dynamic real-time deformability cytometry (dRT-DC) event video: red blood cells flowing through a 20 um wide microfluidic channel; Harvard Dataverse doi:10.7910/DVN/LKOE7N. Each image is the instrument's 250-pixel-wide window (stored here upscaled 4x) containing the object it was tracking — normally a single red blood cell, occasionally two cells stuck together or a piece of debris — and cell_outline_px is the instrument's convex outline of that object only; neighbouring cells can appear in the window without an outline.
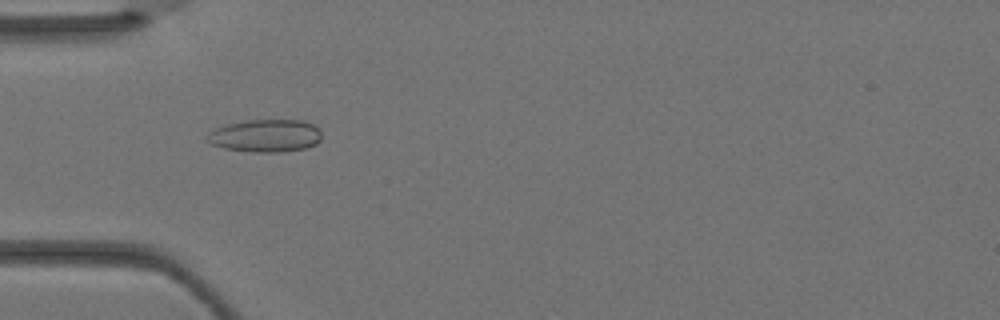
{"species": "Egyptian fruit bat (a non-hibernating species)", "species_latin": "Rousettus aegyptiacus", "temperature_condition": "warm", "stored_images_in_passage": 4, "camera_frame_rate_fps": 3000, "um_per_image_px": 0.085, "animal": {"sex": "female"}, "frame": {"image": 1, "passage_image": 3, "time_ms": 0.667, "image_size_px": [1000, 320], "cell_outline_px": [[320, 140], [316, 144], [304, 148], [280, 152], [252, 152], [224, 148], [212, 144], [204, 136], [208, 132], [216, 128], [228, 124], [248, 120], [304, 120], [320, 128]], "centroid_in_image_um": [22.57, 11.53], "position_along_channel_um": 62.4, "area_um2": 21.79}}
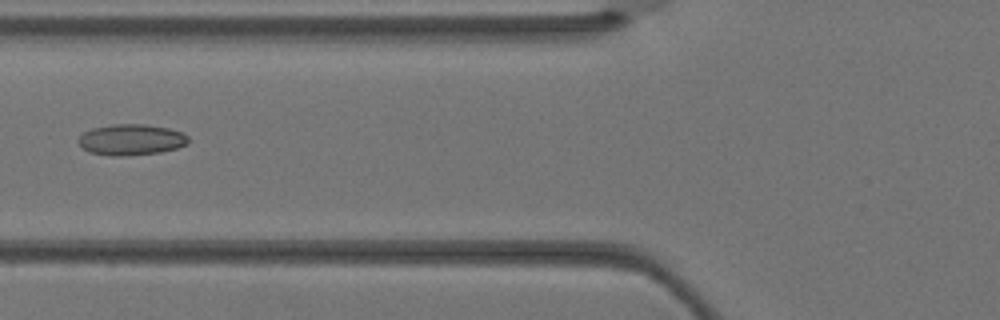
{"frame": {"image": 2, "passage_image": 4, "time_ms": 1.0, "image_size_px": [1000, 320], "cell_outline_px": [[188, 144], [176, 148], [160, 152], [124, 156], [112, 156], [88, 152], [80, 144], [80, 136], [84, 132], [92, 128], [112, 124], [144, 124], [168, 128], [180, 132], [188, 136]], "centroid_in_image_um": [11.15, 11.87], "position_along_channel_um": 114.6, "area_um2": 19.71}}